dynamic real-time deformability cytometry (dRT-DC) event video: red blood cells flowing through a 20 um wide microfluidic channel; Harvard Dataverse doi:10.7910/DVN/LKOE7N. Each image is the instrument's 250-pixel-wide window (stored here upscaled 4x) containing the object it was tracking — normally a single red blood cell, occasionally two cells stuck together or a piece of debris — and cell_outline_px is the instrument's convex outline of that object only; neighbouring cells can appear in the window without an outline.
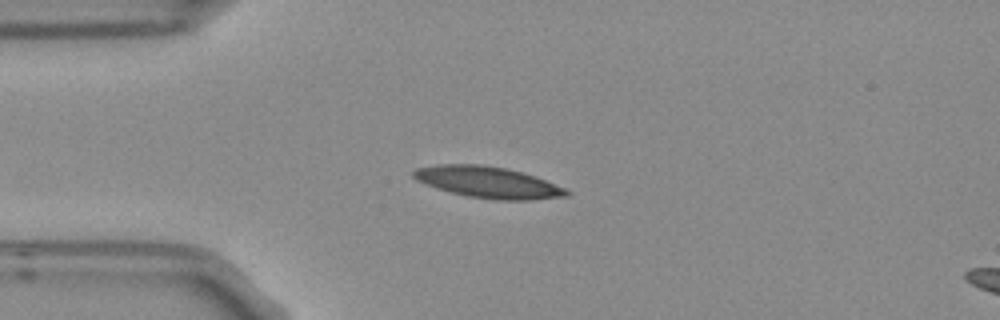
{"species": "Egyptian fruit bat (a non-hibernating species)", "species_latin": "Rousettus aegyptiacus", "temperature_condition": "room temperature", "stored_images_in_passage": 8, "camera_frame_rate_fps": 3000, "um_per_image_px": 0.085, "frame": {"image": 1, "passage_image": 2, "time_ms": 0.333, "image_size_px": [1000, 320], "cell_outline_px": [[572, 192], [568, 196], [528, 200], [496, 200], [468, 196], [436, 188], [424, 184], [416, 180], [412, 176], [412, 172], [416, 168], [436, 164], [480, 164], [504, 168], [520, 172], [568, 188]], "centroid_in_image_um": [41.47, 15.49], "position_along_channel_um": 43.5, "area_um2": 27.92}}
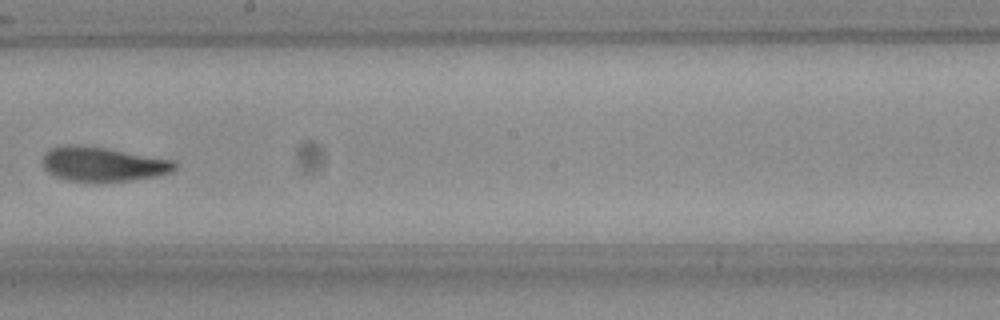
{"frame": {"image": 2, "passage_image": 7, "time_ms": 2.0, "image_size_px": [1000, 320], "cell_outline_px": [[176, 168], [172, 172], [156, 176], [132, 180], [64, 180], [48, 172], [44, 168], [44, 152], [52, 148], [72, 144], [104, 148], [176, 160]], "centroid_in_image_um": [8.78, 13.94], "position_along_channel_um": 239.4, "area_um2": 25.95}}
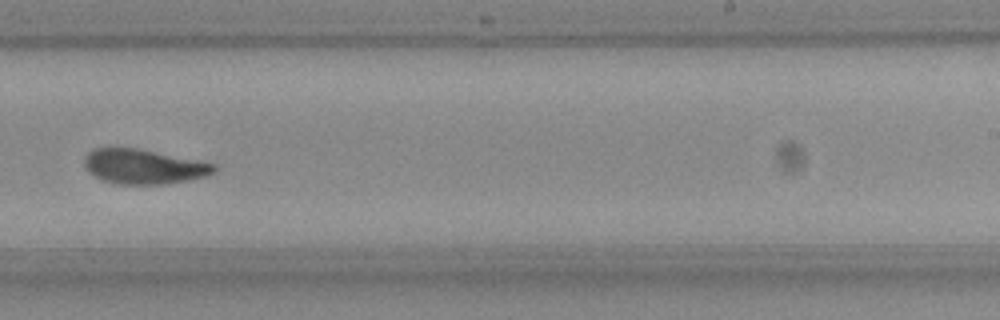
{"frame": {"image": 3, "passage_image": 8, "time_ms": 2.333, "image_size_px": [1000, 320], "cell_outline_px": [[220, 168], [216, 172], [204, 176], [188, 180], [164, 184], [116, 184], [104, 180], [88, 172], [84, 164], [84, 156], [92, 148], [136, 148], [216, 164]], "centroid_in_image_um": [12.21, 14.16], "position_along_channel_um": 276.8, "area_um2": 26.13}}